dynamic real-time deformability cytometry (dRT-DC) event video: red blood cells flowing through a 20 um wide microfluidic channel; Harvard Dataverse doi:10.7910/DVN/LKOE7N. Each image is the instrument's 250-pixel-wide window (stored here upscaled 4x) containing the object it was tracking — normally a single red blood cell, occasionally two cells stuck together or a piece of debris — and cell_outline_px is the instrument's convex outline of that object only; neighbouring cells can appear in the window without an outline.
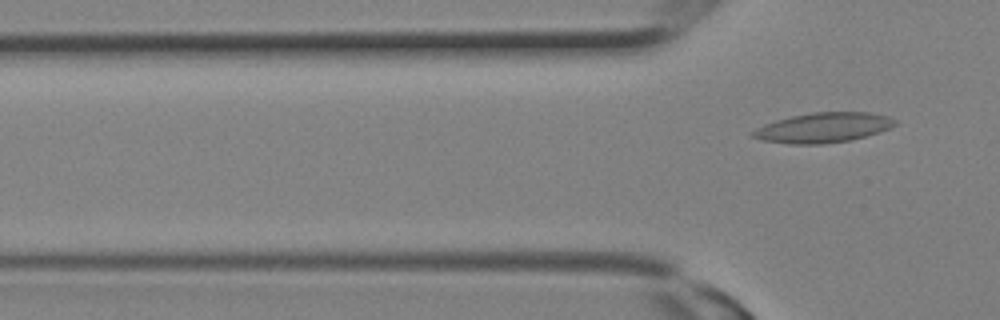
{"species": "Egyptian fruit bat (a non-hibernating species)", "species_latin": "Rousettus aegyptiacus", "temperature_condition": "room temperature", "stored_images_in_passage": 4, "camera_frame_rate_fps": 3000, "um_per_image_px": 0.085, "animal": {"sex": "female"}, "frame": {"image": 1, "passage_image": 4, "time_ms": 1.0, "image_size_px": [1000, 320], "cell_outline_px": [[896, 124], [880, 132], [852, 140], [824, 144], [792, 144], [760, 140], [752, 136], [748, 132], [764, 124], [776, 120], [792, 116], [812, 112], [868, 112], [888, 116], [896, 120]], "centroid_in_image_um": [69.94, 10.85], "position_along_channel_um": 55.9, "area_um2": 24.91}}